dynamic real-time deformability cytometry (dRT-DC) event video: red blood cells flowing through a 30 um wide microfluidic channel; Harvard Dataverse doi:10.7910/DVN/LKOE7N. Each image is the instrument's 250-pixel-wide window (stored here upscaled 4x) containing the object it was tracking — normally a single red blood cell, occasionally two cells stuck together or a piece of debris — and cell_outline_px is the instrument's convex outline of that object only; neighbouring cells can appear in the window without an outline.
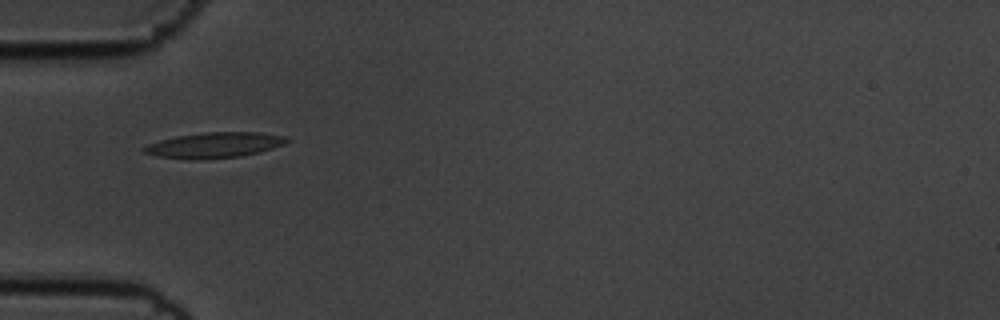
{"species": "common noctule bat (a hibernating species)", "species_latin": "Nyctalus noctula", "temperature_condition": "cold", "stored_images_in_passage": 36, "camera_frame_rate_fps": 3000, "um_per_image_px": 0.085, "animal": {"sex": "male", "body_mass_g": 19.5, "forearm_length_mm": 54.6}, "frame": {"image": 1, "passage_image": 1, "time_ms": 0.0, "image_size_px": [1000, 320], "cell_outline_px": [[288, 140], [284, 144], [260, 152], [240, 156], [156, 156], [144, 152], [140, 148], [148, 144], [160, 140], [176, 136], [204, 132], [260, 132], [288, 136]], "centroid_in_image_um": [18.31, 12.26], "position_along_channel_um": 66.7, "area_um2": 20.06}}
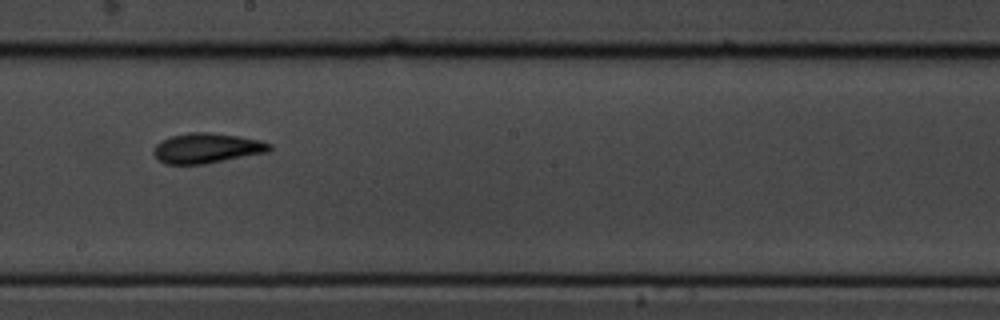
{"frame": {"image": 2, "passage_image": 15, "time_ms": 4.667, "image_size_px": [1000, 320], "cell_outline_px": [[272, 148], [268, 152], [204, 164], [168, 164], [160, 160], [152, 152], [152, 148], [160, 140], [172, 136], [188, 132], [208, 132], [240, 136], [260, 140], [272, 144]], "centroid_in_image_um": [17.58, 12.58], "position_along_channel_um": 230.6, "area_um2": 20.35}}
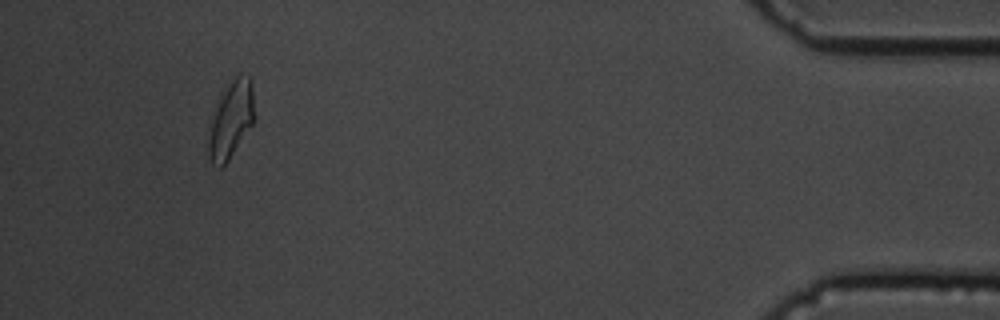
{"frame": {"image": 3, "passage_image": 36, "time_ms": 11.667, "image_size_px": [1000, 320], "cell_outline_px": [[252, 124], [228, 160], [220, 168], [216, 168], [212, 164], [208, 156], [208, 144], [212, 120], [216, 100], [220, 92], [240, 72], [248, 76], [252, 80]], "centroid_in_image_um": [19.59, 10.15], "position_along_channel_um": 415.6, "area_um2": 20.23}, "authors_computed_cell_mechanics": {"area_um2": 19.0162, "velocity_mm_per_s": 3.5314, "shape_relaxation_time_tau1_ms": 3.6997, "shape_relaxation_time_tau2_ms": 2.0646, "deformation_change_tau1": 0.1571, "deformation_change_tau2": 0.0873}}